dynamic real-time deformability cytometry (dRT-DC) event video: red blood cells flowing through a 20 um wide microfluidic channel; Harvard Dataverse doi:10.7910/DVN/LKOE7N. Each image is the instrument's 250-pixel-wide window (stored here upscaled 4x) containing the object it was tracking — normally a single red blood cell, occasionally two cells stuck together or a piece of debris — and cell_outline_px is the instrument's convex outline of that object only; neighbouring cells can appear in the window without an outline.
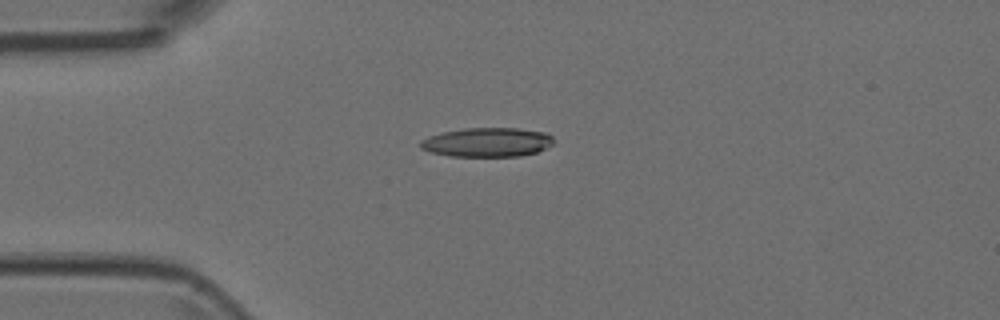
{"species": "Egyptian fruit bat (a non-hibernating species)", "species_latin": "Rousettus aegyptiacus", "temperature_condition": "room temperature", "stored_images_in_passage": 6, "camera_frame_rate_fps": 3000, "um_per_image_px": 0.085, "animal": {"sex": "female"}, "frame": {"image": 1, "passage_image": 4, "time_ms": 1.0, "image_size_px": [1000, 320], "cell_outline_px": [[556, 140], [552, 144], [536, 152], [520, 156], [448, 156], [432, 152], [420, 148], [420, 140], [428, 136], [444, 132], [464, 128], [516, 128], [548, 132]], "centroid_in_image_um": [41.43, 12.08], "position_along_channel_um": 43.6, "area_um2": 22.72}}
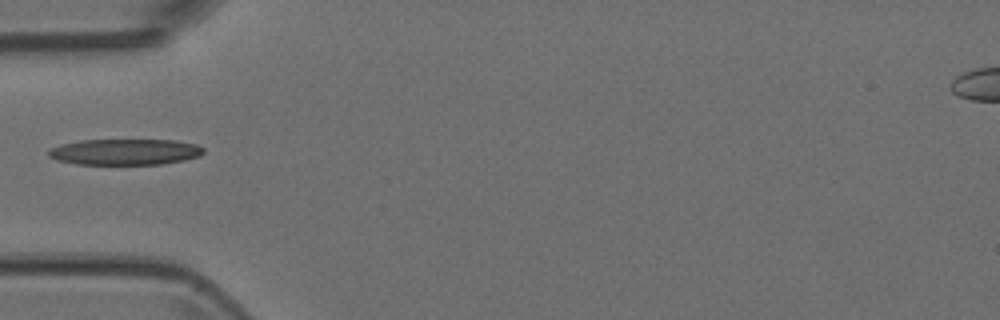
{"frame": {"image": 2, "passage_image": 5, "time_ms": 1.333, "image_size_px": [1000, 320], "cell_outline_px": [[204, 152], [200, 156], [184, 160], [160, 164], [76, 164], [56, 160], [48, 156], [48, 152], [52, 148], [60, 144], [80, 140], [176, 140], [196, 144], [204, 148]], "centroid_in_image_um": [10.63, 12.91], "position_along_channel_um": 74.4, "area_um2": 23.52}}
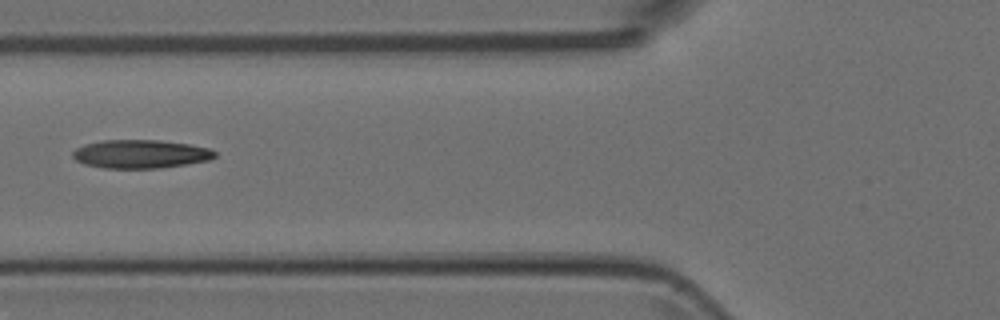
{"frame": {"image": 3, "passage_image": 6, "time_ms": 1.667, "image_size_px": [1000, 320], "cell_outline_px": [[216, 156], [208, 160], [160, 168], [104, 168], [84, 164], [76, 160], [72, 156], [72, 152], [76, 148], [84, 144], [104, 140], [160, 140], [188, 144], [208, 148], [216, 152]], "centroid_in_image_um": [11.91, 13.09], "position_along_channel_um": 113.9, "area_um2": 23.47}}